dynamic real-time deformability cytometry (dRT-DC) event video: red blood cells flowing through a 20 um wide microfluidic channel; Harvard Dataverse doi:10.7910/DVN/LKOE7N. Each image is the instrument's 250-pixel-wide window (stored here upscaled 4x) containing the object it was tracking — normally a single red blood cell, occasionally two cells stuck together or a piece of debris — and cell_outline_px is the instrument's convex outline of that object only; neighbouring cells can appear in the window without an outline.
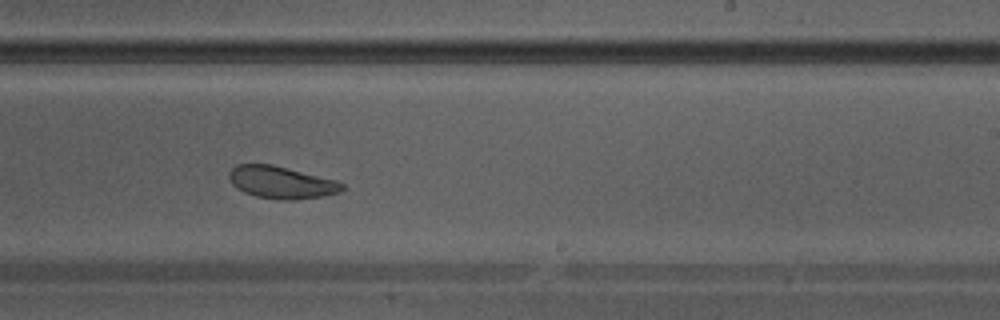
{"species": "Egyptian fruit bat (a non-hibernating species)", "species_latin": "Rousettus aegyptiacus", "temperature_condition": "warm", "stored_images_in_passage": 37, "camera_frame_rate_fps": 3000, "um_per_image_px": 0.085, "animal": {"sex": "male"}, "frame": {"image": 1, "passage_image": 22, "time_ms": 7.0, "image_size_px": [1000, 320], "cell_outline_px": [[344, 188], [340, 192], [324, 196], [292, 200], [280, 200], [256, 196], [244, 192], [236, 188], [232, 184], [228, 176], [228, 172], [236, 164], [272, 164], [336, 180], [344, 184]], "centroid_in_image_um": [23.9, 15.5], "position_along_channel_um": 265.1, "area_um2": 21.33}}